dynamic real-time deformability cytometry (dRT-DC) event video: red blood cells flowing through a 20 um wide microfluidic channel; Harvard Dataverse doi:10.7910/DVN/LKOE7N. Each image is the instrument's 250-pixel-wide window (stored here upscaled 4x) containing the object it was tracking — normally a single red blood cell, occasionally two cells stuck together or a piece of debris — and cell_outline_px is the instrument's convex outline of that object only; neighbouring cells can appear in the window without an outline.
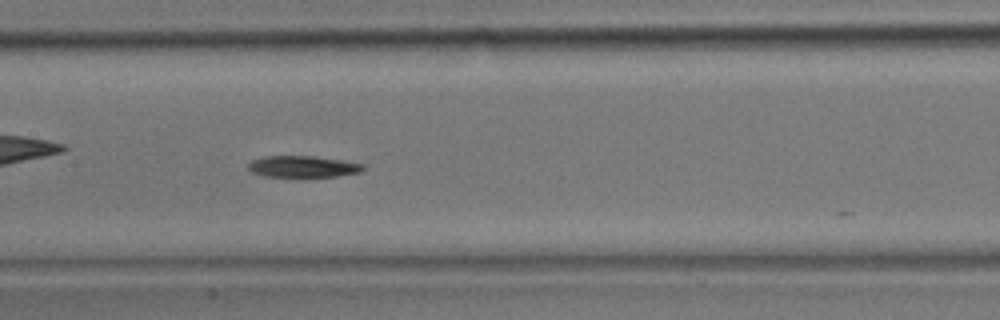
{"species": "common noctule bat (a hibernating species)", "species_latin": "Nyctalus noctula", "temperature_condition": "room temperature", "stored_images_in_passage": 19, "camera_frame_rate_fps": 3000, "um_per_image_px": 0.085, "animal": {"sex": "male", "body_mass_g": 17.9}, "frame": {"image": 1, "passage_image": 16, "time_ms": 5.0, "image_size_px": [1000, 320], "cell_outline_px": [[364, 168], [360, 172], [336, 176], [264, 176], [252, 172], [248, 168], [248, 164], [252, 160], [264, 156], [312, 156], [340, 160], [364, 164]], "centroid_in_image_um": [25.72, 14.15], "position_along_channel_um": 181.7, "area_um2": 14.1}}